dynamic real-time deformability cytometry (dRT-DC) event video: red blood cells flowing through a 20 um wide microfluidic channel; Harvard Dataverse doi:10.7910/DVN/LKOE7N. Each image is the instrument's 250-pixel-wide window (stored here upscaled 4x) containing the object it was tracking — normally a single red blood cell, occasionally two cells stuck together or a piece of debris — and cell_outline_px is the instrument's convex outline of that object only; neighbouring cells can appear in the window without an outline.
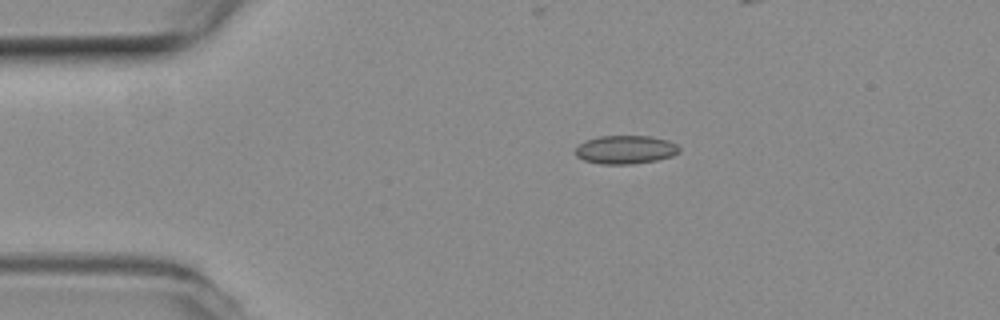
{"species": "common noctule bat (a hibernating species)", "species_latin": "Nyctalus noctula", "temperature_condition": "room temperature", "stored_images_in_passage": 5, "camera_frame_rate_fps": 3000, "um_per_image_px": 0.085, "animal": {"sex": "female", "body_mass_g": 19.3, "forearm_length_mm": 54.1}, "frame": {"image": 1, "passage_image": 1, "time_ms": 0.0, "image_size_px": [1000, 320], "cell_outline_px": [[680, 152], [672, 156], [656, 160], [632, 164], [600, 164], [584, 160], [576, 156], [576, 148], [584, 140], [600, 136], [652, 136], [668, 140], [676, 144], [680, 148]], "centroid_in_image_um": [53.18, 12.71], "position_along_channel_um": 31.8, "area_um2": 17.28}}
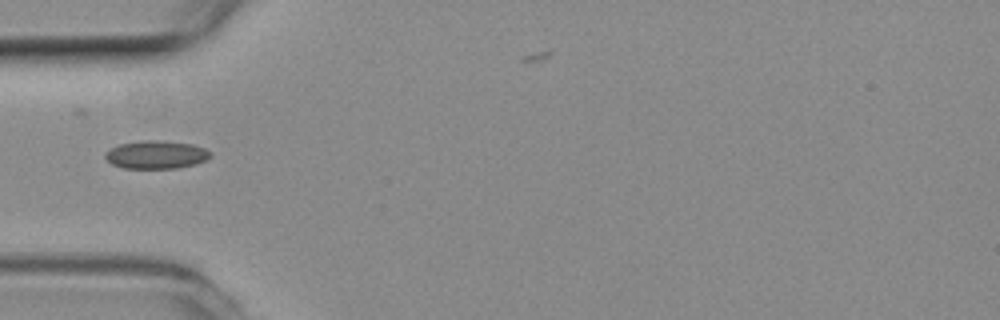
{"frame": {"image": 2, "passage_image": 3, "time_ms": 0.667, "image_size_px": [1000, 320], "cell_outline_px": [[212, 156], [208, 160], [196, 164], [176, 168], [124, 168], [112, 164], [104, 156], [112, 148], [120, 144], [144, 140], [156, 140], [192, 144], [204, 148], [212, 152]], "centroid_in_image_um": [13.34, 13.15], "position_along_channel_um": 71.7, "area_um2": 17.11}}
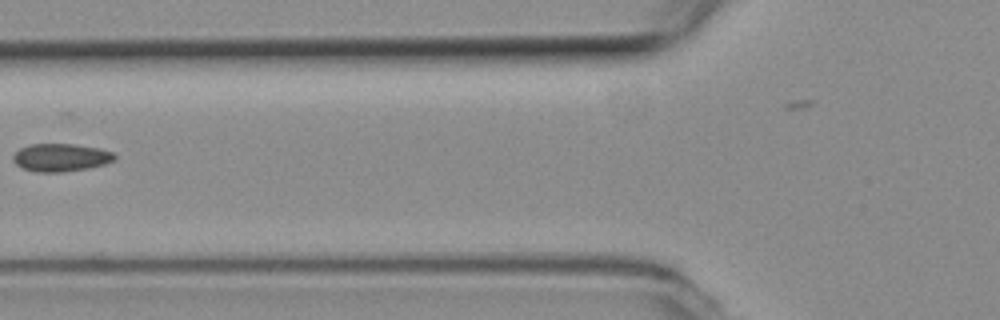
{"frame": {"image": 3, "passage_image": 4, "time_ms": 1.0, "image_size_px": [1000, 320], "cell_outline_px": [[116, 160], [104, 164], [88, 168], [60, 172], [36, 172], [20, 168], [12, 160], [12, 156], [20, 148], [32, 144], [72, 144], [100, 148], [112, 152], [116, 156]], "centroid_in_image_um": [5.15, 13.39], "position_along_channel_um": 120.6, "area_um2": 16.53}}